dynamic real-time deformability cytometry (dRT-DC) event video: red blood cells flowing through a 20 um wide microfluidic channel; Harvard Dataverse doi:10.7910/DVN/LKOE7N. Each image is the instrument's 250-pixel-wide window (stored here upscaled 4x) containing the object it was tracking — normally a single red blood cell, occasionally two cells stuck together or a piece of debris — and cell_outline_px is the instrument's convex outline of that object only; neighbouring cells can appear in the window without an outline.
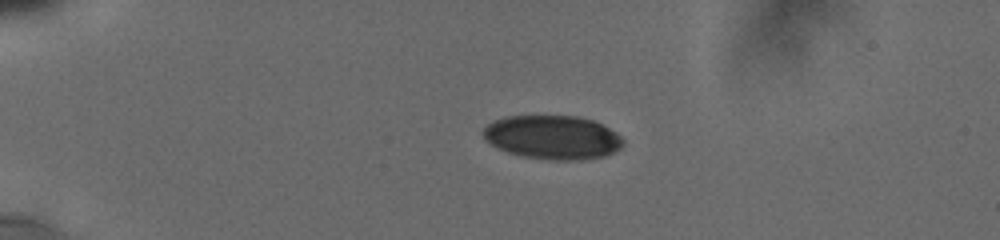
{"species": "human", "species_latin": "Homo sapiens", "temperature_condition": "cold", "stored_images_in_passage": 3, "camera_frame_rate_fps": 3000, "um_per_image_px": 0.085, "donor": {"sex": "male"}, "frame": {"image": 1, "passage_image": 1, "time_ms": 0.0, "image_size_px": [1000, 240], "cell_outline_px": [[624, 144], [620, 148], [604, 156], [584, 160], [556, 160], [524, 156], [508, 152], [484, 140], [480, 132], [488, 124], [496, 120], [508, 116], [576, 116], [592, 120], [616, 132], [624, 140]], "centroid_in_image_um": [46.97, 11.67], "position_along_channel_um": 38.0, "area_um2": 35.55}}